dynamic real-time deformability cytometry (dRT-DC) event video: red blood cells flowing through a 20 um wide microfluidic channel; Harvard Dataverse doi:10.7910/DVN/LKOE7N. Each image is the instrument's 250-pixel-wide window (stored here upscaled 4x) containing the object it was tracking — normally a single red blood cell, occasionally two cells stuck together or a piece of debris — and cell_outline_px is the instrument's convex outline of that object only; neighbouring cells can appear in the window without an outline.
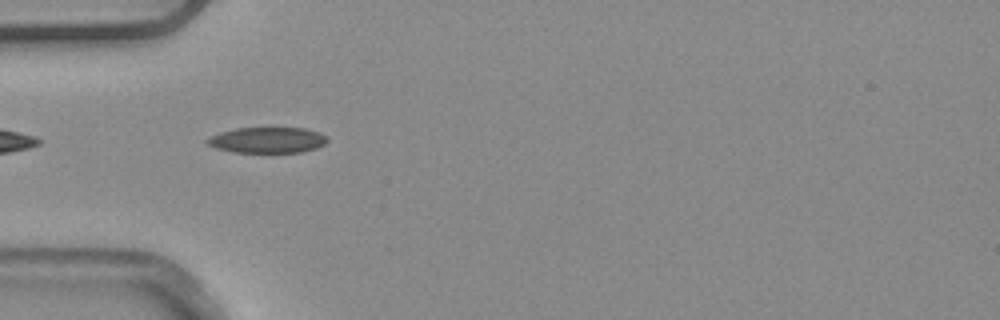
{"species": "common noctule bat (a hibernating species)", "species_latin": "Nyctalus noctula", "temperature_condition": "warm", "stored_images_in_passage": 6, "camera_frame_rate_fps": 3000, "um_per_image_px": 0.085, "animal": {"sex": "male", "body_mass_g": 20.4}, "frame": {"image": 1, "passage_image": 5, "time_ms": 1.333, "image_size_px": [1000, 320], "cell_outline_px": [[328, 140], [324, 144], [316, 148], [304, 152], [232, 152], [216, 148], [204, 144], [204, 140], [220, 132], [236, 128], [304, 128], [320, 132], [328, 136]], "centroid_in_image_um": [22.72, 11.91], "position_along_channel_um": 62.3, "area_um2": 18.21}}
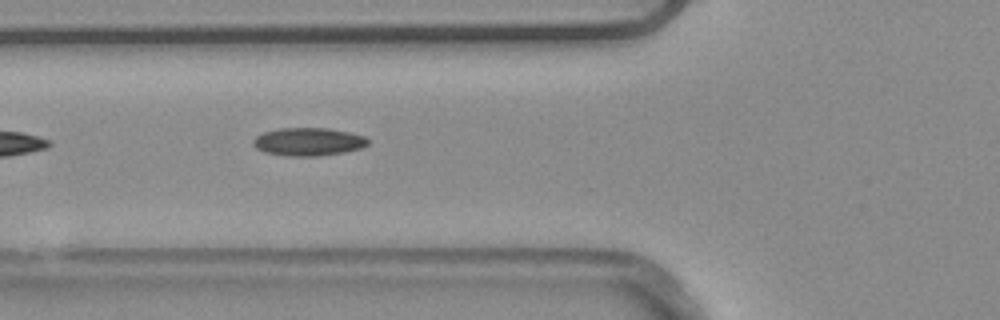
{"frame": {"image": 2, "passage_image": 6, "time_ms": 1.667, "image_size_px": [1000, 320], "cell_outline_px": [[368, 144], [360, 148], [344, 152], [320, 156], [284, 156], [264, 152], [256, 148], [252, 144], [252, 140], [256, 136], [264, 132], [280, 128], [328, 128], [348, 132], [364, 136], [368, 140]], "centroid_in_image_um": [26.17, 12.05], "position_along_channel_um": 99.6, "area_um2": 18.79}}